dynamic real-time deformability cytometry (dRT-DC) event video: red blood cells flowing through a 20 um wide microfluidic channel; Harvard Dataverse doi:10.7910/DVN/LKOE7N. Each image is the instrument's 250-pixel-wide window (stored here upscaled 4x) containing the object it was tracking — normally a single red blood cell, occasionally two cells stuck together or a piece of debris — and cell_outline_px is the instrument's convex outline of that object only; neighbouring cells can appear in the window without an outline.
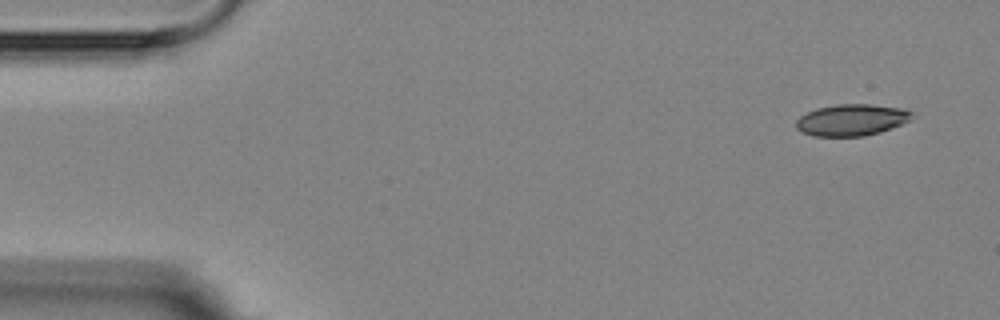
{"species": "Egyptian fruit bat (a non-hibernating species)", "species_latin": "Rousettus aegyptiacus", "temperature_condition": "room temperature", "stored_images_in_passage": 12, "camera_frame_rate_fps": 3000, "um_per_image_px": 0.085, "animal": {"sex": "female"}, "frame": {"image": 1, "passage_image": 1, "time_ms": 0.0, "image_size_px": [1000, 320], "cell_outline_px": [[912, 120], [880, 132], [864, 136], [812, 136], [796, 128], [796, 120], [800, 116], [816, 108], [836, 104], [872, 104], [904, 108], [912, 112]], "centroid_in_image_um": [72.41, 10.19], "position_along_channel_um": 12.6, "area_um2": 21.39}}
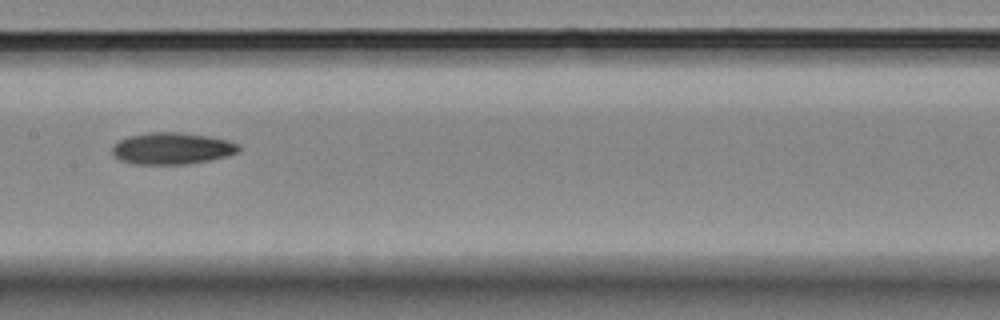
{"frame": {"image": 2, "passage_image": 7, "time_ms": 8.0, "image_size_px": [1000, 320], "cell_outline_px": [[240, 152], [228, 156], [188, 164], [132, 164], [120, 160], [112, 156], [112, 144], [128, 136], [148, 132], [180, 132], [208, 136], [228, 140], [240, 144]], "centroid_in_image_um": [14.61, 12.61], "position_along_channel_um": 192.8, "area_um2": 23.7}}
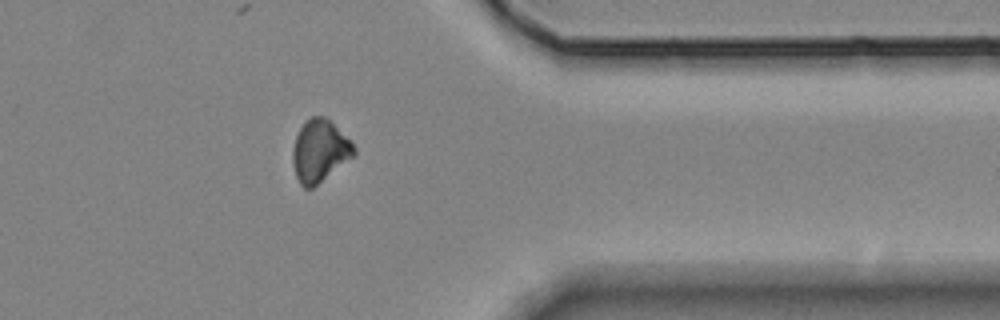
{"frame": {"image": 3, "passage_image": 12, "time_ms": 13.667, "image_size_px": [1000, 320], "cell_outline_px": [[356, 156], [312, 188], [304, 188], [300, 184], [296, 176], [292, 160], [292, 148], [296, 136], [300, 128], [312, 116], [324, 116], [356, 148]], "centroid_in_image_um": [27.16, 12.87], "position_along_channel_um": 384.2, "area_um2": 21.91}, "authors_computed_cell_mechanics": {"area_um2": 23.1778, "velocity_mm_per_s": 3.6151, "shape_relaxation_time_tau1_ms": 9.2756, "shape_relaxation_time_tau2_ms": null, "deformation_change_tau1": 0.1452, "deformation_change_tau2": null}}